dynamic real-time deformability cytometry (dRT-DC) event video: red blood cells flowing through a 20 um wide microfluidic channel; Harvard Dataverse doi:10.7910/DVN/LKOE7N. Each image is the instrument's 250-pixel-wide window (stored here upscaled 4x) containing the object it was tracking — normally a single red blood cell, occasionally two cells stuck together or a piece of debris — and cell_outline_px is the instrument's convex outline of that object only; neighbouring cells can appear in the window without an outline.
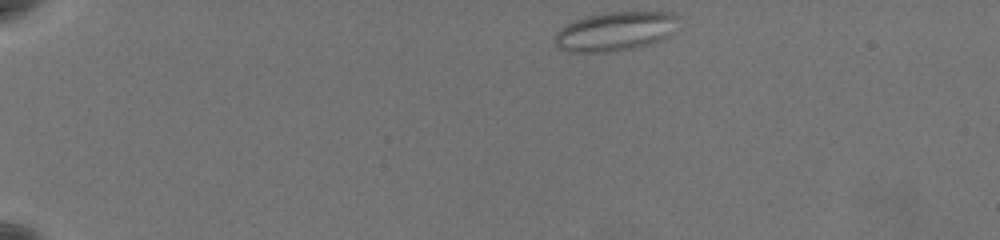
{"species": "common noctule bat (a hibernating species)", "species_latin": "Nyctalus noctula", "temperature_condition": "warm", "stored_images_in_passage": 48, "camera_frame_rate_fps": 3000, "um_per_image_px": 0.085, "animal": {"sex": "female", "body_mass_g": 19.5, "forearm_length_mm": 54.1}, "frame": {"image": 1, "passage_image": 1, "time_ms": 0.0, "image_size_px": [1000, 240], "cell_outline_px": [[676, 16], [668, 36], [652, 44], [632, 48], [608, 52], [568, 52], [560, 48], [556, 44], [556, 32], [560, 28], [576, 20], [588, 16], [608, 12], [672, 12]], "centroid_in_image_um": [52.24, 2.67], "position_along_channel_um": 32.8, "area_um2": 27.51}}
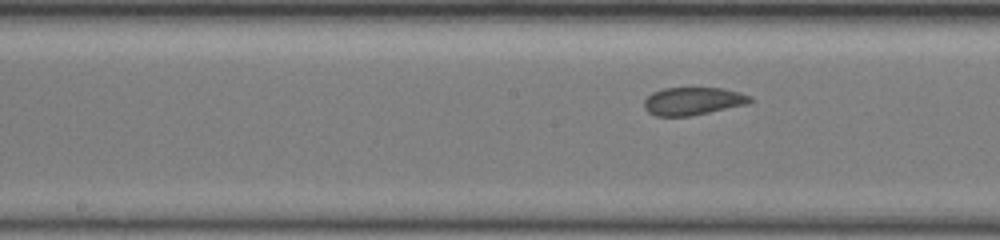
{"frame": {"image": 2, "passage_image": 22, "time_ms": 7.0, "image_size_px": [1000, 240], "cell_outline_px": [[756, 100], [748, 104], [688, 116], [656, 116], [648, 112], [644, 108], [644, 100], [652, 92], [664, 88], [724, 88], [740, 92], [752, 96]], "centroid_in_image_um": [58.93, 8.59], "position_along_channel_um": 189.3, "area_um2": 17.28}}
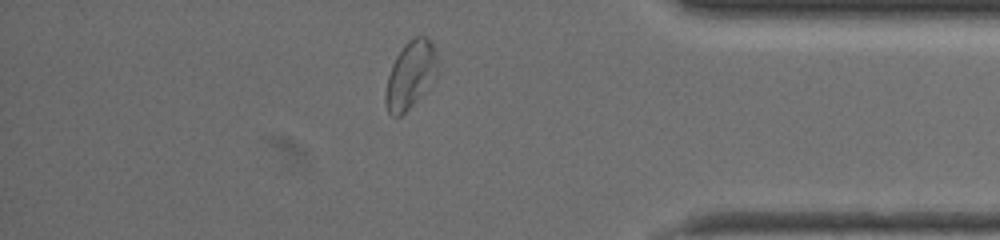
{"frame": {"image": 3, "passage_image": 41, "time_ms": 13.333, "image_size_px": [1000, 240], "cell_outline_px": [[440, 72], [412, 104], [400, 116], [392, 116], [388, 112], [384, 100], [384, 92], [388, 76], [392, 64], [396, 56], [404, 44], [408, 40], [416, 36], [428, 36], [436, 52]], "centroid_in_image_um": [34.89, 6.32], "position_along_channel_um": 400.3, "area_um2": 20.46}, "authors_computed_cell_mechanics": {"area_um2": 19.5942, "velocity_mm_per_s": 3.6169, "shape_relaxation_time_tau1_ms": null, "shape_relaxation_time_tau2_ms": 0.814, "deformation_change_tau1": null, "deformation_change_tau2": 0.0662}}